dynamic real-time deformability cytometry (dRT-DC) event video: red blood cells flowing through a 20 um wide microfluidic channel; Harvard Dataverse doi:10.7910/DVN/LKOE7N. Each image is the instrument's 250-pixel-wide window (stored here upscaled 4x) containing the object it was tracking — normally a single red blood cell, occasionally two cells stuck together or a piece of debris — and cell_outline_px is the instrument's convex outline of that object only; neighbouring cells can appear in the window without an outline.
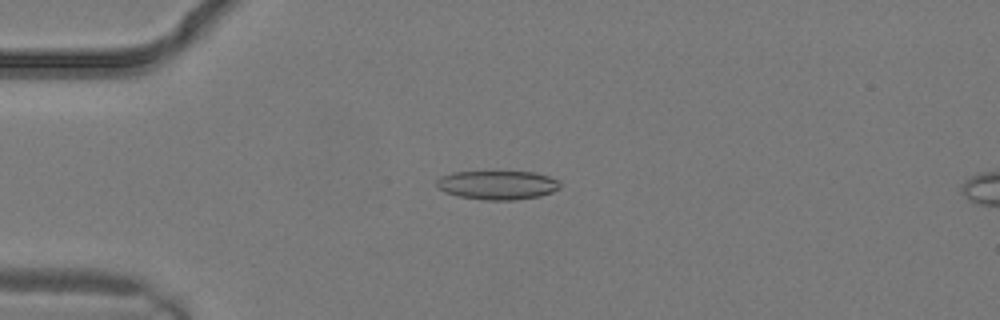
{"species": "common noctule bat (a hibernating species)", "species_latin": "Nyctalus noctula", "temperature_condition": "warm", "stored_images_in_passage": 3, "camera_frame_rate_fps": 3000, "um_per_image_px": 0.085, "animal": {"sex": "male", "body_mass_g": 19.2, "forearm_length_mm": 51.8}, "frame": {"image": 1, "passage_image": 2, "time_ms": 0.333, "image_size_px": [1000, 320], "cell_outline_px": [[560, 188], [552, 192], [540, 196], [516, 200], [484, 200], [460, 196], [444, 192], [436, 184], [436, 180], [440, 176], [452, 172], [536, 172], [560, 180]], "centroid_in_image_um": [42.31, 15.73], "position_along_channel_um": 42.7, "area_um2": 20.87}}